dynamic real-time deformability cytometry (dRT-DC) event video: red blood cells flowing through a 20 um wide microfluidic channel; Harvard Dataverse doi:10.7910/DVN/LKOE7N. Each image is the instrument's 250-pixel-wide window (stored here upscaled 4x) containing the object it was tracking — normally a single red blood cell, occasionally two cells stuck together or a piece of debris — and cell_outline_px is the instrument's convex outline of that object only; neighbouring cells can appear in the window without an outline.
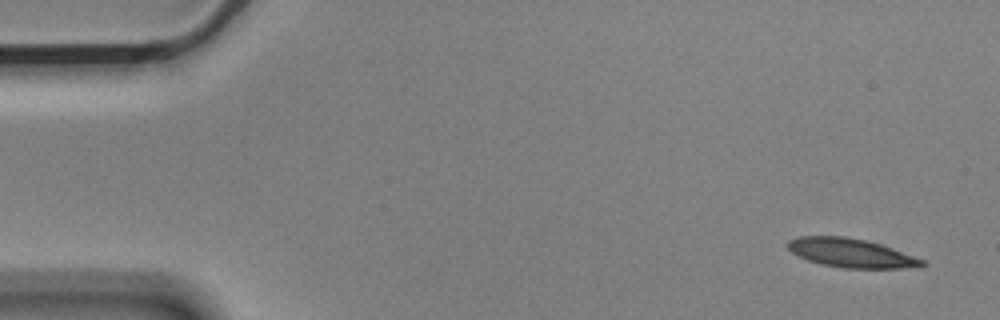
{"species": "Egyptian fruit bat (a non-hibernating species)", "species_latin": "Rousettus aegyptiacus", "temperature_condition": "cold", "stored_images_in_passage": 8, "camera_frame_rate_fps": 3000, "um_per_image_px": 0.085, "animal": {"sex": "male"}, "frame": {"image": 1, "passage_image": 1, "time_ms": 0.0, "image_size_px": [1000, 320], "cell_outline_px": [[928, 264], [900, 268], [844, 268], [820, 264], [808, 260], [792, 252], [784, 244], [788, 240], [800, 236], [844, 236], [864, 240], [880, 244], [892, 248], [924, 260]], "centroid_in_image_um": [72.28, 21.49], "position_along_channel_um": 12.7, "area_um2": 22.37}}
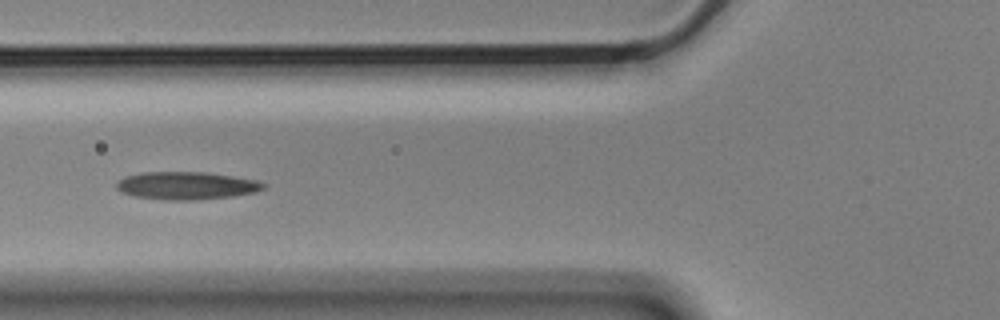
{"frame": {"image": 2, "passage_image": 6, "time_ms": 1.667, "image_size_px": [1000, 320], "cell_outline_px": [[264, 188], [256, 192], [232, 196], [192, 200], [164, 200], [132, 196], [120, 192], [116, 188], [116, 180], [124, 176], [144, 172], [204, 172], [256, 180], [264, 184]], "centroid_in_image_um": [15.75, 15.78], "position_along_channel_um": 110.0, "area_um2": 23.76}}
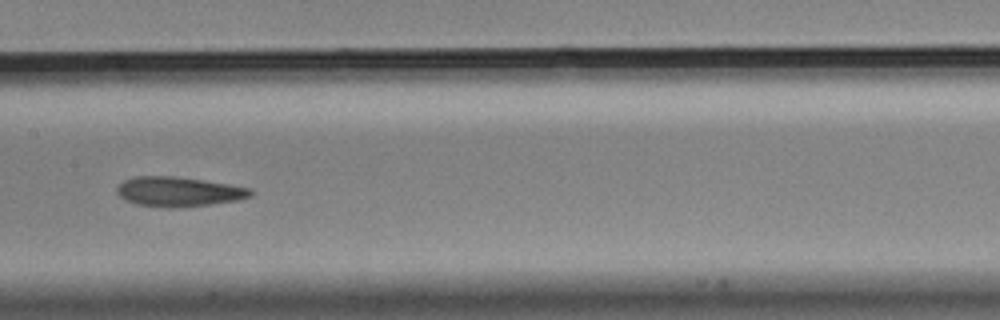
{"frame": {"image": 3, "passage_image": 8, "time_ms": 2.333, "image_size_px": [1000, 320], "cell_outline_px": [[252, 196], [236, 200], [208, 204], [172, 208], [168, 208], [136, 204], [124, 200], [116, 192], [116, 188], [124, 180], [136, 176], [180, 176], [252, 188]], "centroid_in_image_um": [15.16, 16.28], "position_along_channel_um": 192.2, "area_um2": 23.12}}